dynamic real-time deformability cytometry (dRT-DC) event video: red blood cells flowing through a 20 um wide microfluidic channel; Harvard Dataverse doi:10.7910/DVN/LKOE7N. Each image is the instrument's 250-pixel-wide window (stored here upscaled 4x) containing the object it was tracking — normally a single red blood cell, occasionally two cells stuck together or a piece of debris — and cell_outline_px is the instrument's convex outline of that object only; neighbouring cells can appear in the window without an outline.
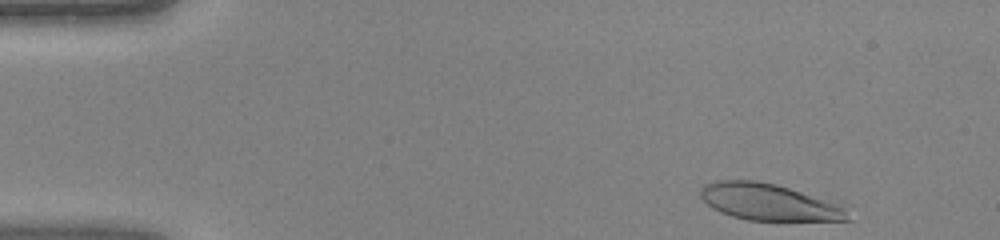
{"species": "human", "species_latin": "Homo sapiens", "temperature_condition": "warm", "stored_images_in_passage": 42, "camera_frame_rate_fps": 3000, "um_per_image_px": 0.085, "donor": {"sex": "female"}, "frame": {"image": 1, "passage_image": 2, "time_ms": 0.333, "image_size_px": [1000, 240], "cell_outline_px": [[852, 220], [748, 220], [732, 216], [720, 212], [712, 208], [700, 196], [700, 188], [704, 184], [716, 180], [756, 180], [776, 184], [844, 200]], "centroid_in_image_um": [65.54, 17.15], "position_along_channel_um": 19.5, "area_um2": 32.77}}
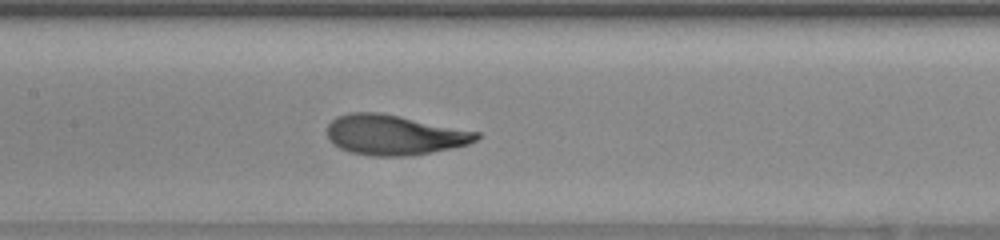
{"frame": {"image": 2, "passage_image": 19, "time_ms": 6.0, "image_size_px": [1000, 240], "cell_outline_px": [[480, 136], [476, 140], [468, 144], [452, 148], [432, 152], [408, 156], [372, 156], [348, 152], [332, 144], [328, 140], [328, 124], [336, 116], [348, 112], [380, 112], [480, 132]], "centroid_in_image_um": [33.48, 11.47], "position_along_channel_um": 173.9, "area_um2": 35.08}}
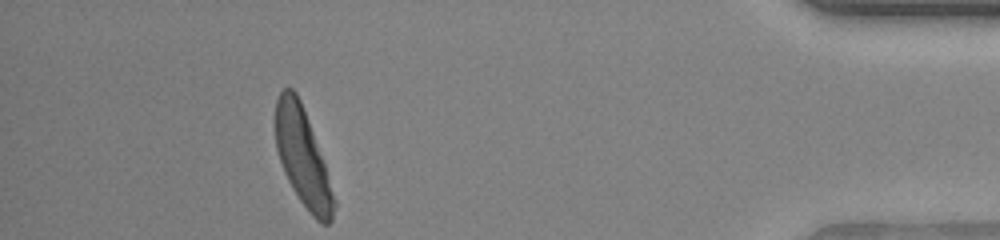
{"frame": {"image": 3, "passage_image": 38, "time_ms": 12.333, "image_size_px": [1000, 240], "cell_outline_px": [[336, 204], [332, 220], [328, 224], [320, 224], [312, 216], [300, 200], [292, 188], [284, 172], [276, 148], [276, 100], [280, 92], [284, 88], [292, 88], [296, 92], [300, 100], [324, 164], [336, 200]], "centroid_in_image_um": [25.73, 13.42], "position_along_channel_um": 409.5, "area_um2": 32.6}}